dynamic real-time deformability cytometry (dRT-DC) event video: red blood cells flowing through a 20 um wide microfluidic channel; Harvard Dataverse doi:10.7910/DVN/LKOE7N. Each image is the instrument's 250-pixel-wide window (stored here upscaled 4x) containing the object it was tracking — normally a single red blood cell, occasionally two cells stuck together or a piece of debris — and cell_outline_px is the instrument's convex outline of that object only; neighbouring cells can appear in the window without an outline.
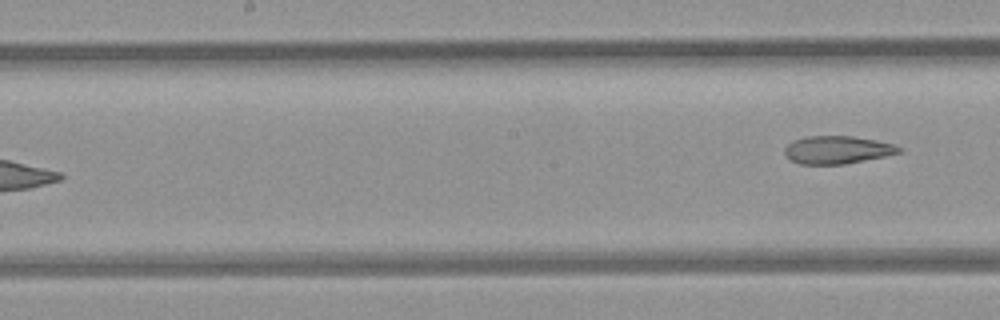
{"species": "common noctule bat (a hibernating species)", "species_latin": "Nyctalus noctula", "temperature_condition": "room temperature", "stored_images_in_passage": 7, "segment_of_instrument_passage": [2, 2], "camera_frame_rate_fps": 3000, "um_per_image_px": 0.085, "animal": {"sex": "female", "body_mass_g": 21.9}, "frame": {"image": 1, "passage_image": 7, "time_ms": 2.0, "image_size_px": [1000, 320], "cell_outline_px": [[904, 148], [900, 152], [884, 156], [844, 164], [800, 164], [792, 160], [784, 152], [784, 148], [792, 140], [808, 136], [852, 136], [876, 140], [892, 144]], "centroid_in_image_um": [71.16, 12.73], "position_along_channel_um": 177.0, "area_um2": 18.38}}